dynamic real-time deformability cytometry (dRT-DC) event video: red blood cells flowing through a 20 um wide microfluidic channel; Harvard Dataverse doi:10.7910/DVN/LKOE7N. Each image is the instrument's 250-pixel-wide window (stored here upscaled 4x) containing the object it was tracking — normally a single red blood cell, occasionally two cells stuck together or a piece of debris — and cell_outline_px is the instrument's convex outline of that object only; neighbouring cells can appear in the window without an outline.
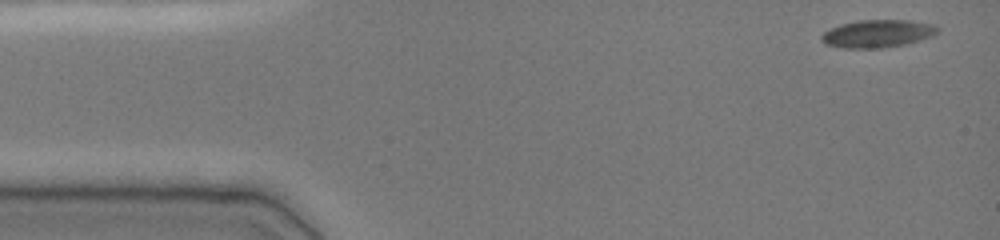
{"species": "common noctule bat (a hibernating species)", "species_latin": "Nyctalus noctula", "temperature_condition": "cold", "stored_images_in_passage": 44, "camera_frame_rate_fps": 3000, "um_per_image_px": 0.085, "animal": {"sex": "female", "body_mass_g": 19.0, "forearm_length_mm": 51.5}, "frame": {"image": 1, "passage_image": 1, "time_ms": 0.0, "image_size_px": [1000, 240], "cell_outline_px": [[940, 32], [932, 36], [908, 44], [880, 48], [844, 48], [824, 44], [820, 40], [820, 36], [824, 32], [840, 24], [860, 20], [908, 20], [932, 24], [940, 28]], "centroid_in_image_um": [74.61, 2.86], "position_along_channel_um": 10.4, "area_um2": 18.9}}
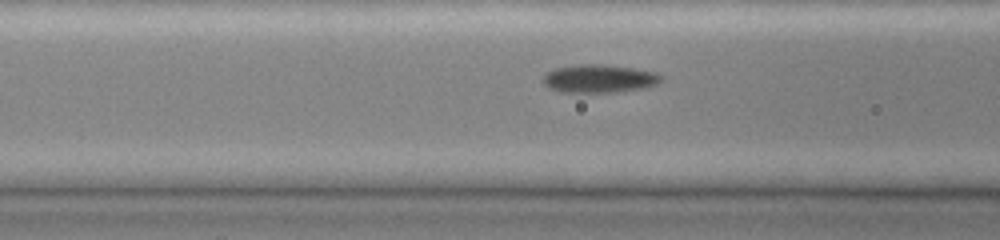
{"frame": {"image": 2, "passage_image": 17, "time_ms": 5.333, "image_size_px": [1000, 240], "cell_outline_px": [[664, 76], [656, 84], [644, 88], [616, 92], [564, 92], [548, 88], [544, 84], [544, 76], [548, 72], [556, 68], [584, 64], [596, 64], [632, 68], [656, 72]], "centroid_in_image_um": [50.95, 6.69], "position_along_channel_um": 115.6, "area_um2": 19.07}}
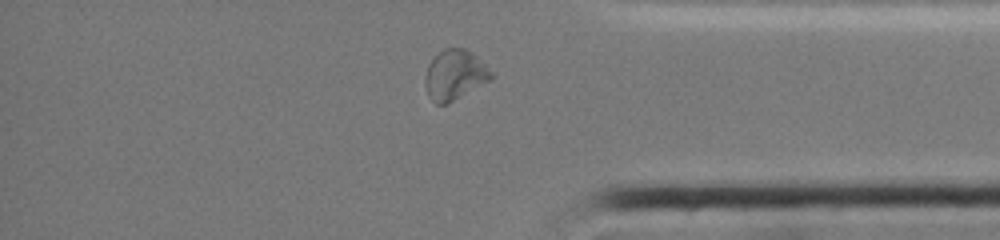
{"frame": {"image": 3, "passage_image": 39, "time_ms": 12.667, "image_size_px": [1000, 240], "cell_outline_px": [[492, 80], [448, 104], [436, 104], [428, 96], [424, 84], [424, 80], [428, 64], [444, 48], [464, 48], [472, 52], [492, 72]], "centroid_in_image_um": [38.65, 6.39], "position_along_channel_um": 396.6, "area_um2": 19.31}, "authors_computed_cell_mechanics": {"area_um2": 18.7561, "velocity_mm_per_s": 3.8867, "shape_relaxation_time_tau1_ms": null, "shape_relaxation_time_tau2_ms": 3.7959, "deformation_change_tau1": null, "deformation_change_tau2": 0.0866}}